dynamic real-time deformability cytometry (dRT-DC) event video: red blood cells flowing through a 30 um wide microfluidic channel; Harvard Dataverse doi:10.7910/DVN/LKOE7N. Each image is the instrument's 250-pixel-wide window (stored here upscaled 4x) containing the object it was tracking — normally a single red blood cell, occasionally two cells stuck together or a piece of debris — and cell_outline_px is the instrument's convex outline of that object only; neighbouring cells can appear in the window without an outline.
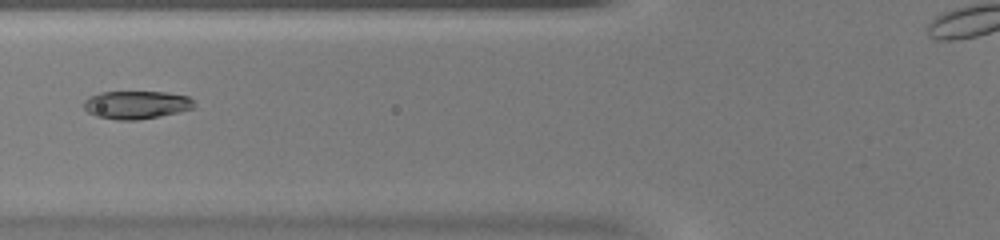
{"species": "common noctule bat (a hibernating species)", "species_latin": "Nyctalus noctula", "temperature_condition": "warm", "stored_images_in_passage": 31, "camera_frame_rate_fps": 3000, "um_per_image_px": 0.085, "animal": {"sex": "female", "body_mass_g": 20.0, "forearm_length_mm": 54.0}, "frame": {"image": 1, "passage_image": 7, "time_ms": 2.0, "image_size_px": [1000, 240], "cell_outline_px": [[196, 108], [160, 116], [136, 120], [116, 120], [96, 116], [88, 112], [84, 108], [84, 100], [100, 92], [168, 92], [188, 96], [196, 104]], "centroid_in_image_um": [11.62, 8.91], "position_along_channel_um": 114.2, "area_um2": 18.09}}
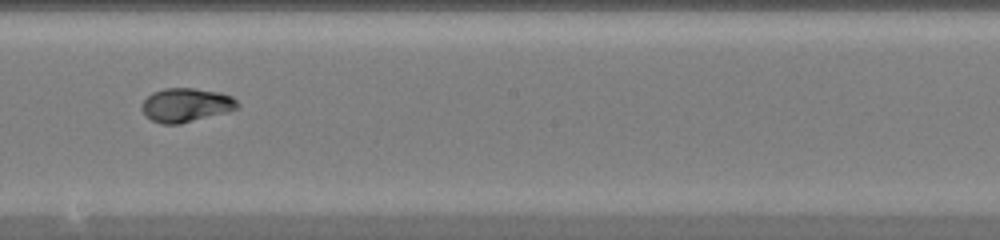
{"frame": {"image": 2, "passage_image": 15, "time_ms": 4.667, "image_size_px": [1000, 240], "cell_outline_px": [[240, 108], [228, 112], [180, 124], [160, 124], [152, 120], [140, 108], [144, 100], [152, 92], [164, 88], [192, 88], [220, 92], [232, 96], [240, 104]], "centroid_in_image_um": [15.85, 8.93], "position_along_channel_um": 232.4, "area_um2": 19.02}}
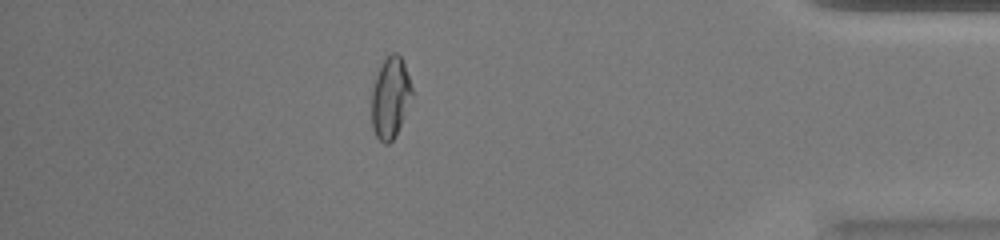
{"frame": {"image": 3, "passage_image": 29, "time_ms": 9.333, "image_size_px": [1000, 240], "cell_outline_px": [[412, 96], [404, 116], [392, 140], [388, 144], [384, 144], [376, 136], [372, 128], [372, 88], [380, 64], [392, 52], [396, 52], [400, 56], [404, 64], [412, 88]], "centroid_in_image_um": [33.16, 8.29], "position_along_channel_um": 402.0, "area_um2": 18.79}}